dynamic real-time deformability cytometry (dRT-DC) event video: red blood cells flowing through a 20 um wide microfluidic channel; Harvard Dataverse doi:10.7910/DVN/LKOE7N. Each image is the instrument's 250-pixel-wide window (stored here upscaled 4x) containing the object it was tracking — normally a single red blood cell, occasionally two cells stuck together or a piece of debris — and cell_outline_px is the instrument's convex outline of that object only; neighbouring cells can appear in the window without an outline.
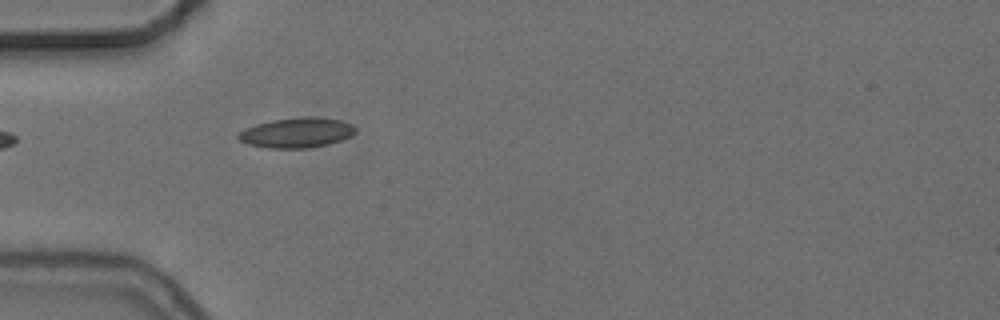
{"species": "common noctule bat (a hibernating species)", "species_latin": "Nyctalus noctula", "temperature_condition": "cold", "stored_images_in_passage": 4, "camera_frame_rate_fps": 3000, "um_per_image_px": 0.085, "animal": {"sex": "female", "body_mass_g": 24.6, "forearm_length_mm": 56.2}, "frame": {"image": 1, "passage_image": 3, "time_ms": 3.333, "image_size_px": [1000, 320], "cell_outline_px": [[356, 132], [352, 136], [328, 144], [308, 148], [268, 148], [248, 144], [240, 140], [236, 136], [244, 128], [256, 124], [272, 120], [304, 116], [312, 116], [340, 120], [352, 124], [356, 128]], "centroid_in_image_um": [25.23, 11.27], "position_along_channel_um": 59.8, "area_um2": 20.58}}
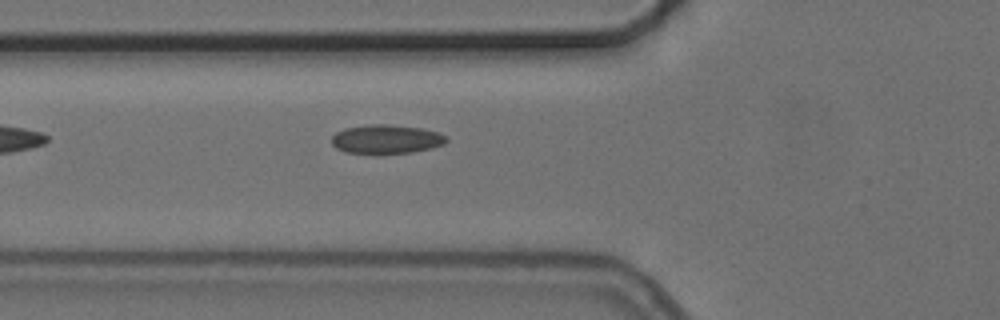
{"frame": {"image": 2, "passage_image": 4, "time_ms": 4.333, "image_size_px": [1000, 320], "cell_outline_px": [[448, 140], [444, 144], [432, 148], [412, 152], [376, 156], [344, 152], [336, 148], [332, 144], [332, 136], [336, 132], [344, 128], [368, 124], [388, 124], [424, 128], [448, 136]], "centroid_in_image_um": [32.81, 11.86], "position_along_channel_um": 93.0, "area_um2": 20.17}}